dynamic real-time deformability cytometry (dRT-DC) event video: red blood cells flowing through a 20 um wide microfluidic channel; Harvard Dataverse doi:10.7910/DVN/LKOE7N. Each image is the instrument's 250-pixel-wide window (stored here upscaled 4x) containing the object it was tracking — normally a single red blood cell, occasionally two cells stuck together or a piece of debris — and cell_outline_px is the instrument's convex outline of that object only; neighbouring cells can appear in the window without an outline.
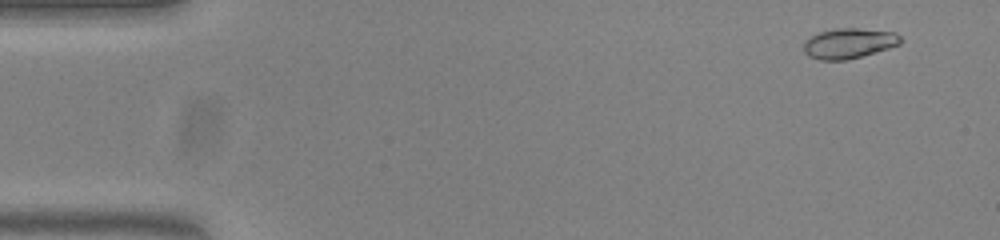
{"species": "common noctule bat (a hibernating species)", "species_latin": "Nyctalus noctula", "temperature_condition": "warm", "stored_images_in_passage": 54, "camera_frame_rate_fps": 3000, "um_per_image_px": 0.085, "animal": {"sex": "female", "body_mass_g": 23.0, "forearm_length_mm": 53.4}, "frame": {"image": 1, "passage_image": 4, "time_ms": 1.0, "image_size_px": [1000, 240], "cell_outline_px": [[904, 40], [900, 44], [888, 48], [860, 56], [844, 60], [820, 60], [808, 56], [804, 52], [804, 44], [816, 32], [836, 28], [856, 28], [896, 32]], "centroid_in_image_um": [72.17, 3.67], "position_along_channel_um": 12.8, "area_um2": 16.99}}
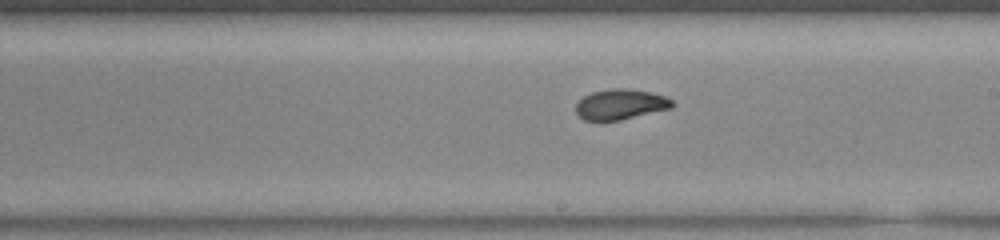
{"frame": {"image": 2, "passage_image": 31, "time_ms": 10.0, "image_size_px": [1000, 240], "cell_outline_px": [[676, 104], [672, 108], [620, 120], [584, 120], [576, 112], [576, 104], [584, 96], [592, 92], [612, 88], [628, 88], [648, 92], [664, 96], [672, 100]], "centroid_in_image_um": [52.76, 8.86], "position_along_channel_um": 236.2, "area_um2": 16.94}}
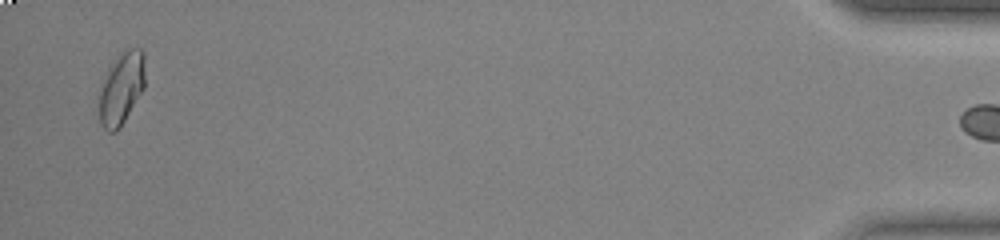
{"frame": {"image": 3, "passage_image": 53, "time_ms": 17.333, "image_size_px": [1000, 240], "cell_outline_px": [[144, 88], [120, 128], [116, 132], [108, 132], [100, 124], [96, 96], [108, 68], [128, 48], [140, 48], [144, 52]], "centroid_in_image_um": [10.27, 7.57], "position_along_channel_um": 424.9, "area_um2": 19.59}, "authors_computed_cell_mechanics": {"area_um2": 17.3111, "velocity_mm_per_s": 3.8088, "shape_relaxation_time_tau1_ms": 5.4082, "shape_relaxation_time_tau2_ms": 1.6401, "deformation_change_tau1": 0.189, "deformation_change_tau2": 0.0531}}